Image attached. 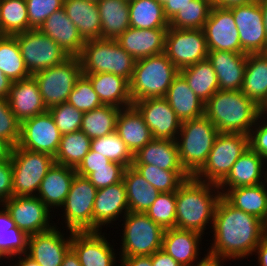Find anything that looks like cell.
I'll list each match as a JSON object with an SVG mask.
<instances>
[{
  "label": "cell",
  "instance_id": "836d02e7",
  "mask_svg": "<svg viewBox=\"0 0 267 266\" xmlns=\"http://www.w3.org/2000/svg\"><path fill=\"white\" fill-rule=\"evenodd\" d=\"M242 93L262 108L267 103V56L247 54Z\"/></svg>",
  "mask_w": 267,
  "mask_h": 266
},
{
  "label": "cell",
  "instance_id": "74e56055",
  "mask_svg": "<svg viewBox=\"0 0 267 266\" xmlns=\"http://www.w3.org/2000/svg\"><path fill=\"white\" fill-rule=\"evenodd\" d=\"M179 73L185 78L191 90L204 103L219 90L215 70L207 58L180 69Z\"/></svg>",
  "mask_w": 267,
  "mask_h": 266
},
{
  "label": "cell",
  "instance_id": "11e5206c",
  "mask_svg": "<svg viewBox=\"0 0 267 266\" xmlns=\"http://www.w3.org/2000/svg\"><path fill=\"white\" fill-rule=\"evenodd\" d=\"M162 6L166 4L169 0H157Z\"/></svg>",
  "mask_w": 267,
  "mask_h": 266
},
{
  "label": "cell",
  "instance_id": "5bb4252c",
  "mask_svg": "<svg viewBox=\"0 0 267 266\" xmlns=\"http://www.w3.org/2000/svg\"><path fill=\"white\" fill-rule=\"evenodd\" d=\"M2 205L15 225L28 236L48 231L55 226V222L51 220L54 213H50L52 211L37 196H12Z\"/></svg>",
  "mask_w": 267,
  "mask_h": 266
},
{
  "label": "cell",
  "instance_id": "7c38bea8",
  "mask_svg": "<svg viewBox=\"0 0 267 266\" xmlns=\"http://www.w3.org/2000/svg\"><path fill=\"white\" fill-rule=\"evenodd\" d=\"M13 36L17 39L25 66L31 75L61 64L70 57L58 44L38 29Z\"/></svg>",
  "mask_w": 267,
  "mask_h": 266
},
{
  "label": "cell",
  "instance_id": "2e32d148",
  "mask_svg": "<svg viewBox=\"0 0 267 266\" xmlns=\"http://www.w3.org/2000/svg\"><path fill=\"white\" fill-rule=\"evenodd\" d=\"M232 11L242 50L246 54L264 53L267 35L259 2L229 8Z\"/></svg>",
  "mask_w": 267,
  "mask_h": 266
},
{
  "label": "cell",
  "instance_id": "681fc988",
  "mask_svg": "<svg viewBox=\"0 0 267 266\" xmlns=\"http://www.w3.org/2000/svg\"><path fill=\"white\" fill-rule=\"evenodd\" d=\"M61 135L80 131L84 112L67 102L48 109Z\"/></svg>",
  "mask_w": 267,
  "mask_h": 266
},
{
  "label": "cell",
  "instance_id": "2644e50d",
  "mask_svg": "<svg viewBox=\"0 0 267 266\" xmlns=\"http://www.w3.org/2000/svg\"><path fill=\"white\" fill-rule=\"evenodd\" d=\"M12 148L7 141L0 138V162L8 160L11 157Z\"/></svg>",
  "mask_w": 267,
  "mask_h": 266
},
{
  "label": "cell",
  "instance_id": "f6af8a7d",
  "mask_svg": "<svg viewBox=\"0 0 267 266\" xmlns=\"http://www.w3.org/2000/svg\"><path fill=\"white\" fill-rule=\"evenodd\" d=\"M212 7V0H192L169 21V27L203 29Z\"/></svg>",
  "mask_w": 267,
  "mask_h": 266
},
{
  "label": "cell",
  "instance_id": "9f6ffc18",
  "mask_svg": "<svg viewBox=\"0 0 267 266\" xmlns=\"http://www.w3.org/2000/svg\"><path fill=\"white\" fill-rule=\"evenodd\" d=\"M110 163L111 161L108 158L90 149L83 161L76 168V174L87 177L92 173V168L109 167Z\"/></svg>",
  "mask_w": 267,
  "mask_h": 266
},
{
  "label": "cell",
  "instance_id": "34e18365",
  "mask_svg": "<svg viewBox=\"0 0 267 266\" xmlns=\"http://www.w3.org/2000/svg\"><path fill=\"white\" fill-rule=\"evenodd\" d=\"M5 259H7V258H6V257L2 254V252L0 251V262H1L0 265H4L2 261L5 262V261H6Z\"/></svg>",
  "mask_w": 267,
  "mask_h": 266
},
{
  "label": "cell",
  "instance_id": "d4e9b609",
  "mask_svg": "<svg viewBox=\"0 0 267 266\" xmlns=\"http://www.w3.org/2000/svg\"><path fill=\"white\" fill-rule=\"evenodd\" d=\"M207 59L212 64L219 90H241L247 62L246 53L229 51H208Z\"/></svg>",
  "mask_w": 267,
  "mask_h": 266
},
{
  "label": "cell",
  "instance_id": "60d3db41",
  "mask_svg": "<svg viewBox=\"0 0 267 266\" xmlns=\"http://www.w3.org/2000/svg\"><path fill=\"white\" fill-rule=\"evenodd\" d=\"M91 149V139L81 130L61 136L54 156L56 164L77 168Z\"/></svg>",
  "mask_w": 267,
  "mask_h": 266
},
{
  "label": "cell",
  "instance_id": "e7e4bbea",
  "mask_svg": "<svg viewBox=\"0 0 267 266\" xmlns=\"http://www.w3.org/2000/svg\"><path fill=\"white\" fill-rule=\"evenodd\" d=\"M204 256L200 260L195 262L192 266H223V262H226L227 260L209 255L208 253L204 254Z\"/></svg>",
  "mask_w": 267,
  "mask_h": 266
},
{
  "label": "cell",
  "instance_id": "5b68a950",
  "mask_svg": "<svg viewBox=\"0 0 267 266\" xmlns=\"http://www.w3.org/2000/svg\"><path fill=\"white\" fill-rule=\"evenodd\" d=\"M179 71L165 53L136 60L130 81L132 101L165 97Z\"/></svg>",
  "mask_w": 267,
  "mask_h": 266
},
{
  "label": "cell",
  "instance_id": "b9f144b4",
  "mask_svg": "<svg viewBox=\"0 0 267 266\" xmlns=\"http://www.w3.org/2000/svg\"><path fill=\"white\" fill-rule=\"evenodd\" d=\"M0 70L12 82L32 76L25 66L20 47L14 36L0 37Z\"/></svg>",
  "mask_w": 267,
  "mask_h": 266
},
{
  "label": "cell",
  "instance_id": "c3c4849f",
  "mask_svg": "<svg viewBox=\"0 0 267 266\" xmlns=\"http://www.w3.org/2000/svg\"><path fill=\"white\" fill-rule=\"evenodd\" d=\"M66 102L82 112H88L104 105L94 91L90 80L83 74L76 80Z\"/></svg>",
  "mask_w": 267,
  "mask_h": 266
},
{
  "label": "cell",
  "instance_id": "277c9868",
  "mask_svg": "<svg viewBox=\"0 0 267 266\" xmlns=\"http://www.w3.org/2000/svg\"><path fill=\"white\" fill-rule=\"evenodd\" d=\"M218 134V129L205 115L181 122L176 143L181 165L190 176L206 163Z\"/></svg>",
  "mask_w": 267,
  "mask_h": 266
},
{
  "label": "cell",
  "instance_id": "be15d7a7",
  "mask_svg": "<svg viewBox=\"0 0 267 266\" xmlns=\"http://www.w3.org/2000/svg\"><path fill=\"white\" fill-rule=\"evenodd\" d=\"M254 254L257 256V265L267 266V236L255 248Z\"/></svg>",
  "mask_w": 267,
  "mask_h": 266
},
{
  "label": "cell",
  "instance_id": "6f0895ef",
  "mask_svg": "<svg viewBox=\"0 0 267 266\" xmlns=\"http://www.w3.org/2000/svg\"><path fill=\"white\" fill-rule=\"evenodd\" d=\"M13 196L11 159L0 162V204Z\"/></svg>",
  "mask_w": 267,
  "mask_h": 266
},
{
  "label": "cell",
  "instance_id": "ffe728a7",
  "mask_svg": "<svg viewBox=\"0 0 267 266\" xmlns=\"http://www.w3.org/2000/svg\"><path fill=\"white\" fill-rule=\"evenodd\" d=\"M105 234L102 231L72 232L71 248L82 266H117L119 254Z\"/></svg>",
  "mask_w": 267,
  "mask_h": 266
},
{
  "label": "cell",
  "instance_id": "3957f363",
  "mask_svg": "<svg viewBox=\"0 0 267 266\" xmlns=\"http://www.w3.org/2000/svg\"><path fill=\"white\" fill-rule=\"evenodd\" d=\"M204 115L219 133L248 135L262 116L261 108L247 98L241 90H218L206 103Z\"/></svg>",
  "mask_w": 267,
  "mask_h": 266
},
{
  "label": "cell",
  "instance_id": "ac0fdd59",
  "mask_svg": "<svg viewBox=\"0 0 267 266\" xmlns=\"http://www.w3.org/2000/svg\"><path fill=\"white\" fill-rule=\"evenodd\" d=\"M208 51L245 53L239 41V31L232 11L213 5L203 28Z\"/></svg>",
  "mask_w": 267,
  "mask_h": 266
},
{
  "label": "cell",
  "instance_id": "f1b7e54d",
  "mask_svg": "<svg viewBox=\"0 0 267 266\" xmlns=\"http://www.w3.org/2000/svg\"><path fill=\"white\" fill-rule=\"evenodd\" d=\"M91 82L94 91L104 105L119 108L132 106L130 82L119 75L111 73L83 74Z\"/></svg>",
  "mask_w": 267,
  "mask_h": 266
},
{
  "label": "cell",
  "instance_id": "f5cc1de1",
  "mask_svg": "<svg viewBox=\"0 0 267 266\" xmlns=\"http://www.w3.org/2000/svg\"><path fill=\"white\" fill-rule=\"evenodd\" d=\"M125 168L122 164L111 162L109 167L92 168V173L86 178L97 189L108 187L123 181Z\"/></svg>",
  "mask_w": 267,
  "mask_h": 266
},
{
  "label": "cell",
  "instance_id": "83f0119b",
  "mask_svg": "<svg viewBox=\"0 0 267 266\" xmlns=\"http://www.w3.org/2000/svg\"><path fill=\"white\" fill-rule=\"evenodd\" d=\"M75 175V168L55 163L41 181L36 196L54 213L64 204Z\"/></svg>",
  "mask_w": 267,
  "mask_h": 266
},
{
  "label": "cell",
  "instance_id": "2a66077c",
  "mask_svg": "<svg viewBox=\"0 0 267 266\" xmlns=\"http://www.w3.org/2000/svg\"><path fill=\"white\" fill-rule=\"evenodd\" d=\"M262 111V115H265L267 117V110H261Z\"/></svg>",
  "mask_w": 267,
  "mask_h": 266
},
{
  "label": "cell",
  "instance_id": "484cf974",
  "mask_svg": "<svg viewBox=\"0 0 267 266\" xmlns=\"http://www.w3.org/2000/svg\"><path fill=\"white\" fill-rule=\"evenodd\" d=\"M167 29L129 27L116 41L135 60L164 53Z\"/></svg>",
  "mask_w": 267,
  "mask_h": 266
},
{
  "label": "cell",
  "instance_id": "7dc6e473",
  "mask_svg": "<svg viewBox=\"0 0 267 266\" xmlns=\"http://www.w3.org/2000/svg\"><path fill=\"white\" fill-rule=\"evenodd\" d=\"M164 230L176 228V192H163L146 212Z\"/></svg>",
  "mask_w": 267,
  "mask_h": 266
},
{
  "label": "cell",
  "instance_id": "f35d334b",
  "mask_svg": "<svg viewBox=\"0 0 267 266\" xmlns=\"http://www.w3.org/2000/svg\"><path fill=\"white\" fill-rule=\"evenodd\" d=\"M130 27L138 29H168L163 6L157 0H132L129 2Z\"/></svg>",
  "mask_w": 267,
  "mask_h": 266
},
{
  "label": "cell",
  "instance_id": "ab89813d",
  "mask_svg": "<svg viewBox=\"0 0 267 266\" xmlns=\"http://www.w3.org/2000/svg\"><path fill=\"white\" fill-rule=\"evenodd\" d=\"M119 107L102 105L99 108L84 112L80 130L90 139L106 136L116 131Z\"/></svg>",
  "mask_w": 267,
  "mask_h": 266
},
{
  "label": "cell",
  "instance_id": "09005b40",
  "mask_svg": "<svg viewBox=\"0 0 267 266\" xmlns=\"http://www.w3.org/2000/svg\"><path fill=\"white\" fill-rule=\"evenodd\" d=\"M264 54L267 56V47H266V50H265Z\"/></svg>",
  "mask_w": 267,
  "mask_h": 266
},
{
  "label": "cell",
  "instance_id": "cb8c5ba5",
  "mask_svg": "<svg viewBox=\"0 0 267 266\" xmlns=\"http://www.w3.org/2000/svg\"><path fill=\"white\" fill-rule=\"evenodd\" d=\"M8 101L11 111L21 123L48 111L40 94L38 83L33 76L14 81L11 85Z\"/></svg>",
  "mask_w": 267,
  "mask_h": 266
},
{
  "label": "cell",
  "instance_id": "30bf717a",
  "mask_svg": "<svg viewBox=\"0 0 267 266\" xmlns=\"http://www.w3.org/2000/svg\"><path fill=\"white\" fill-rule=\"evenodd\" d=\"M81 62L78 56H70L61 64L35 72L40 94L47 109L65 103L76 80L81 76Z\"/></svg>",
  "mask_w": 267,
  "mask_h": 266
},
{
  "label": "cell",
  "instance_id": "753ad0ef",
  "mask_svg": "<svg viewBox=\"0 0 267 266\" xmlns=\"http://www.w3.org/2000/svg\"><path fill=\"white\" fill-rule=\"evenodd\" d=\"M0 37H3V23L1 19V8H0Z\"/></svg>",
  "mask_w": 267,
  "mask_h": 266
},
{
  "label": "cell",
  "instance_id": "e575fe53",
  "mask_svg": "<svg viewBox=\"0 0 267 266\" xmlns=\"http://www.w3.org/2000/svg\"><path fill=\"white\" fill-rule=\"evenodd\" d=\"M223 197L235 208L267 223V182L229 189Z\"/></svg>",
  "mask_w": 267,
  "mask_h": 266
},
{
  "label": "cell",
  "instance_id": "4fadbf2b",
  "mask_svg": "<svg viewBox=\"0 0 267 266\" xmlns=\"http://www.w3.org/2000/svg\"><path fill=\"white\" fill-rule=\"evenodd\" d=\"M164 53L179 70L205 60L208 47L203 29L169 27L165 36Z\"/></svg>",
  "mask_w": 267,
  "mask_h": 266
},
{
  "label": "cell",
  "instance_id": "ba28073f",
  "mask_svg": "<svg viewBox=\"0 0 267 266\" xmlns=\"http://www.w3.org/2000/svg\"><path fill=\"white\" fill-rule=\"evenodd\" d=\"M248 148V135L219 133L206 163L193 177L202 182L219 185L228 176L234 163Z\"/></svg>",
  "mask_w": 267,
  "mask_h": 266
},
{
  "label": "cell",
  "instance_id": "8c879c8a",
  "mask_svg": "<svg viewBox=\"0 0 267 266\" xmlns=\"http://www.w3.org/2000/svg\"><path fill=\"white\" fill-rule=\"evenodd\" d=\"M258 2L263 13V23L267 35V0H258Z\"/></svg>",
  "mask_w": 267,
  "mask_h": 266
},
{
  "label": "cell",
  "instance_id": "91938a15",
  "mask_svg": "<svg viewBox=\"0 0 267 266\" xmlns=\"http://www.w3.org/2000/svg\"><path fill=\"white\" fill-rule=\"evenodd\" d=\"M192 0H169L163 5L165 17L170 21L182 8L190 4Z\"/></svg>",
  "mask_w": 267,
  "mask_h": 266
},
{
  "label": "cell",
  "instance_id": "8992f818",
  "mask_svg": "<svg viewBox=\"0 0 267 266\" xmlns=\"http://www.w3.org/2000/svg\"><path fill=\"white\" fill-rule=\"evenodd\" d=\"M82 74L111 73L132 79L136 60L128 54L116 39H92L85 41L78 56Z\"/></svg>",
  "mask_w": 267,
  "mask_h": 266
},
{
  "label": "cell",
  "instance_id": "44dd1931",
  "mask_svg": "<svg viewBox=\"0 0 267 266\" xmlns=\"http://www.w3.org/2000/svg\"><path fill=\"white\" fill-rule=\"evenodd\" d=\"M129 212L124 182H118L97 191L93 206V231H103L106 225L115 224ZM120 218V220L118 219Z\"/></svg>",
  "mask_w": 267,
  "mask_h": 266
},
{
  "label": "cell",
  "instance_id": "a7ac6f4b",
  "mask_svg": "<svg viewBox=\"0 0 267 266\" xmlns=\"http://www.w3.org/2000/svg\"><path fill=\"white\" fill-rule=\"evenodd\" d=\"M61 266H82L77 254L72 248L64 255Z\"/></svg>",
  "mask_w": 267,
  "mask_h": 266
},
{
  "label": "cell",
  "instance_id": "6125c7cd",
  "mask_svg": "<svg viewBox=\"0 0 267 266\" xmlns=\"http://www.w3.org/2000/svg\"><path fill=\"white\" fill-rule=\"evenodd\" d=\"M119 258L117 260L119 261L120 266H152V260L150 256L142 255Z\"/></svg>",
  "mask_w": 267,
  "mask_h": 266
},
{
  "label": "cell",
  "instance_id": "9c48e42d",
  "mask_svg": "<svg viewBox=\"0 0 267 266\" xmlns=\"http://www.w3.org/2000/svg\"><path fill=\"white\" fill-rule=\"evenodd\" d=\"M13 196H36L41 181L55 164L54 157L18 146L12 148Z\"/></svg>",
  "mask_w": 267,
  "mask_h": 266
},
{
  "label": "cell",
  "instance_id": "8fae6325",
  "mask_svg": "<svg viewBox=\"0 0 267 266\" xmlns=\"http://www.w3.org/2000/svg\"><path fill=\"white\" fill-rule=\"evenodd\" d=\"M98 189L86 178L75 175L64 204L60 207L64 225L72 232L93 231V206Z\"/></svg>",
  "mask_w": 267,
  "mask_h": 266
},
{
  "label": "cell",
  "instance_id": "4dcf8cb0",
  "mask_svg": "<svg viewBox=\"0 0 267 266\" xmlns=\"http://www.w3.org/2000/svg\"><path fill=\"white\" fill-rule=\"evenodd\" d=\"M63 8L85 41L102 38L101 19L97 2L90 0H64Z\"/></svg>",
  "mask_w": 267,
  "mask_h": 266
},
{
  "label": "cell",
  "instance_id": "11a10c76",
  "mask_svg": "<svg viewBox=\"0 0 267 266\" xmlns=\"http://www.w3.org/2000/svg\"><path fill=\"white\" fill-rule=\"evenodd\" d=\"M249 148L267 163V117L262 115L248 134Z\"/></svg>",
  "mask_w": 267,
  "mask_h": 266
},
{
  "label": "cell",
  "instance_id": "003e7915",
  "mask_svg": "<svg viewBox=\"0 0 267 266\" xmlns=\"http://www.w3.org/2000/svg\"><path fill=\"white\" fill-rule=\"evenodd\" d=\"M12 81L0 70V98L8 99Z\"/></svg>",
  "mask_w": 267,
  "mask_h": 266
},
{
  "label": "cell",
  "instance_id": "680465c9",
  "mask_svg": "<svg viewBox=\"0 0 267 266\" xmlns=\"http://www.w3.org/2000/svg\"><path fill=\"white\" fill-rule=\"evenodd\" d=\"M0 234L3 233H25L20 230L14 223L9 212L0 204Z\"/></svg>",
  "mask_w": 267,
  "mask_h": 266
},
{
  "label": "cell",
  "instance_id": "db71d44e",
  "mask_svg": "<svg viewBox=\"0 0 267 266\" xmlns=\"http://www.w3.org/2000/svg\"><path fill=\"white\" fill-rule=\"evenodd\" d=\"M28 237L26 233L0 234V251L8 260L5 264L14 261V257L27 253Z\"/></svg>",
  "mask_w": 267,
  "mask_h": 266
},
{
  "label": "cell",
  "instance_id": "6da1fadb",
  "mask_svg": "<svg viewBox=\"0 0 267 266\" xmlns=\"http://www.w3.org/2000/svg\"><path fill=\"white\" fill-rule=\"evenodd\" d=\"M212 229L213 242L205 253L227 261L248 259L267 236L262 220L235 208L223 196L216 206Z\"/></svg>",
  "mask_w": 267,
  "mask_h": 266
},
{
  "label": "cell",
  "instance_id": "d590c367",
  "mask_svg": "<svg viewBox=\"0 0 267 266\" xmlns=\"http://www.w3.org/2000/svg\"><path fill=\"white\" fill-rule=\"evenodd\" d=\"M123 182L126 188L129 212L146 213L160 194L132 166L125 168Z\"/></svg>",
  "mask_w": 267,
  "mask_h": 266
},
{
  "label": "cell",
  "instance_id": "e0dca14e",
  "mask_svg": "<svg viewBox=\"0 0 267 266\" xmlns=\"http://www.w3.org/2000/svg\"><path fill=\"white\" fill-rule=\"evenodd\" d=\"M61 230L55 224L48 231L30 235L26 255L40 266H61L64 255L71 248L72 239V231L64 229L66 233Z\"/></svg>",
  "mask_w": 267,
  "mask_h": 266
},
{
  "label": "cell",
  "instance_id": "bcb514c9",
  "mask_svg": "<svg viewBox=\"0 0 267 266\" xmlns=\"http://www.w3.org/2000/svg\"><path fill=\"white\" fill-rule=\"evenodd\" d=\"M3 37L32 30L29 27L26 0H0Z\"/></svg>",
  "mask_w": 267,
  "mask_h": 266
},
{
  "label": "cell",
  "instance_id": "9a60e30c",
  "mask_svg": "<svg viewBox=\"0 0 267 266\" xmlns=\"http://www.w3.org/2000/svg\"><path fill=\"white\" fill-rule=\"evenodd\" d=\"M61 133L49 111L26 119L21 123L18 147L34 152L56 155Z\"/></svg>",
  "mask_w": 267,
  "mask_h": 266
},
{
  "label": "cell",
  "instance_id": "4316f807",
  "mask_svg": "<svg viewBox=\"0 0 267 266\" xmlns=\"http://www.w3.org/2000/svg\"><path fill=\"white\" fill-rule=\"evenodd\" d=\"M202 239L203 235L194 231L165 229L161 249L181 266H192L201 258L199 249H202Z\"/></svg>",
  "mask_w": 267,
  "mask_h": 266
},
{
  "label": "cell",
  "instance_id": "7402d4cb",
  "mask_svg": "<svg viewBox=\"0 0 267 266\" xmlns=\"http://www.w3.org/2000/svg\"><path fill=\"white\" fill-rule=\"evenodd\" d=\"M265 182H267V163L257 152L248 148L234 163L230 173L218 187L223 196L229 189Z\"/></svg>",
  "mask_w": 267,
  "mask_h": 266
},
{
  "label": "cell",
  "instance_id": "7bdbcfd3",
  "mask_svg": "<svg viewBox=\"0 0 267 266\" xmlns=\"http://www.w3.org/2000/svg\"><path fill=\"white\" fill-rule=\"evenodd\" d=\"M132 167L160 193L176 192L191 177L185 170H163L149 164H132Z\"/></svg>",
  "mask_w": 267,
  "mask_h": 266
},
{
  "label": "cell",
  "instance_id": "b9fcfbb0",
  "mask_svg": "<svg viewBox=\"0 0 267 266\" xmlns=\"http://www.w3.org/2000/svg\"><path fill=\"white\" fill-rule=\"evenodd\" d=\"M261 110H267V103L261 108Z\"/></svg>",
  "mask_w": 267,
  "mask_h": 266
},
{
  "label": "cell",
  "instance_id": "d6a6232c",
  "mask_svg": "<svg viewBox=\"0 0 267 266\" xmlns=\"http://www.w3.org/2000/svg\"><path fill=\"white\" fill-rule=\"evenodd\" d=\"M164 98L181 121L204 115L205 103L191 90L180 73L172 81Z\"/></svg>",
  "mask_w": 267,
  "mask_h": 266
},
{
  "label": "cell",
  "instance_id": "7a4b0ae2",
  "mask_svg": "<svg viewBox=\"0 0 267 266\" xmlns=\"http://www.w3.org/2000/svg\"><path fill=\"white\" fill-rule=\"evenodd\" d=\"M221 197L217 184L202 182L191 176L176 191V228L204 236L208 226L212 229Z\"/></svg>",
  "mask_w": 267,
  "mask_h": 266
},
{
  "label": "cell",
  "instance_id": "03108f58",
  "mask_svg": "<svg viewBox=\"0 0 267 266\" xmlns=\"http://www.w3.org/2000/svg\"><path fill=\"white\" fill-rule=\"evenodd\" d=\"M258 0H212L213 5L222 8H231L234 6L247 5Z\"/></svg>",
  "mask_w": 267,
  "mask_h": 266
},
{
  "label": "cell",
  "instance_id": "d6986e66",
  "mask_svg": "<svg viewBox=\"0 0 267 266\" xmlns=\"http://www.w3.org/2000/svg\"><path fill=\"white\" fill-rule=\"evenodd\" d=\"M132 105L142 115L153 139L176 141L182 121L164 97L137 100Z\"/></svg>",
  "mask_w": 267,
  "mask_h": 266
},
{
  "label": "cell",
  "instance_id": "1f68e13d",
  "mask_svg": "<svg viewBox=\"0 0 267 266\" xmlns=\"http://www.w3.org/2000/svg\"><path fill=\"white\" fill-rule=\"evenodd\" d=\"M133 164H149L163 170H185L176 141L169 139H152L134 154Z\"/></svg>",
  "mask_w": 267,
  "mask_h": 266
},
{
  "label": "cell",
  "instance_id": "8d00e7d4",
  "mask_svg": "<svg viewBox=\"0 0 267 266\" xmlns=\"http://www.w3.org/2000/svg\"><path fill=\"white\" fill-rule=\"evenodd\" d=\"M103 39H117L129 27V2L126 0H100L97 2Z\"/></svg>",
  "mask_w": 267,
  "mask_h": 266
},
{
  "label": "cell",
  "instance_id": "603a6c76",
  "mask_svg": "<svg viewBox=\"0 0 267 266\" xmlns=\"http://www.w3.org/2000/svg\"><path fill=\"white\" fill-rule=\"evenodd\" d=\"M38 30L50 37L69 56H79L82 53L85 40L67 16L64 8L53 12Z\"/></svg>",
  "mask_w": 267,
  "mask_h": 266
},
{
  "label": "cell",
  "instance_id": "89a4df30",
  "mask_svg": "<svg viewBox=\"0 0 267 266\" xmlns=\"http://www.w3.org/2000/svg\"><path fill=\"white\" fill-rule=\"evenodd\" d=\"M14 258L15 259L17 258L16 259L17 261L15 260L14 263L12 262V263L8 264L9 266H40L37 262H35L34 260H32L26 254H23V255H20V256H16Z\"/></svg>",
  "mask_w": 267,
  "mask_h": 266
},
{
  "label": "cell",
  "instance_id": "816d5d0a",
  "mask_svg": "<svg viewBox=\"0 0 267 266\" xmlns=\"http://www.w3.org/2000/svg\"><path fill=\"white\" fill-rule=\"evenodd\" d=\"M64 0H26L28 22L31 29H38L55 11L63 8Z\"/></svg>",
  "mask_w": 267,
  "mask_h": 266
},
{
  "label": "cell",
  "instance_id": "ee69618b",
  "mask_svg": "<svg viewBox=\"0 0 267 266\" xmlns=\"http://www.w3.org/2000/svg\"><path fill=\"white\" fill-rule=\"evenodd\" d=\"M91 150L108 158L111 162L124 165L126 168L133 164L134 154L116 131L106 136L91 139Z\"/></svg>",
  "mask_w": 267,
  "mask_h": 266
},
{
  "label": "cell",
  "instance_id": "94428289",
  "mask_svg": "<svg viewBox=\"0 0 267 266\" xmlns=\"http://www.w3.org/2000/svg\"><path fill=\"white\" fill-rule=\"evenodd\" d=\"M152 266H180L170 255L165 253L162 249L156 251L151 256Z\"/></svg>",
  "mask_w": 267,
  "mask_h": 266
},
{
  "label": "cell",
  "instance_id": "52a82bcc",
  "mask_svg": "<svg viewBox=\"0 0 267 266\" xmlns=\"http://www.w3.org/2000/svg\"><path fill=\"white\" fill-rule=\"evenodd\" d=\"M122 222L119 257L151 256L162 248L164 229L146 213L128 212ZM124 225V226H123Z\"/></svg>",
  "mask_w": 267,
  "mask_h": 266
},
{
  "label": "cell",
  "instance_id": "f907efd6",
  "mask_svg": "<svg viewBox=\"0 0 267 266\" xmlns=\"http://www.w3.org/2000/svg\"><path fill=\"white\" fill-rule=\"evenodd\" d=\"M21 122L11 111L8 99L0 98V138L16 147L20 139Z\"/></svg>",
  "mask_w": 267,
  "mask_h": 266
},
{
  "label": "cell",
  "instance_id": "f546056e",
  "mask_svg": "<svg viewBox=\"0 0 267 266\" xmlns=\"http://www.w3.org/2000/svg\"><path fill=\"white\" fill-rule=\"evenodd\" d=\"M116 132L133 154L153 139L142 115L133 105L120 109Z\"/></svg>",
  "mask_w": 267,
  "mask_h": 266
}]
</instances>
